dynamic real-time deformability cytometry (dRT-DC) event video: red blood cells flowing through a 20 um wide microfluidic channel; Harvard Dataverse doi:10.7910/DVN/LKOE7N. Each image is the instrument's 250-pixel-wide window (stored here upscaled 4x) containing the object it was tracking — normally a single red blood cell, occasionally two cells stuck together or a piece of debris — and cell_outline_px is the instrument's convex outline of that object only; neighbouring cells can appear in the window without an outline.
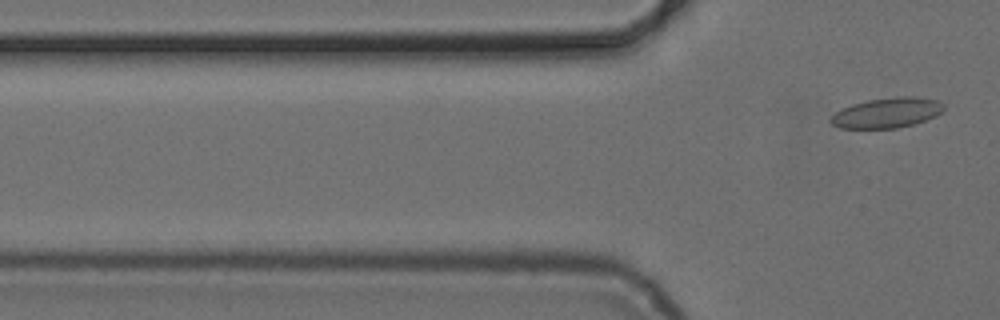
{"species": "common noctule bat (a hibernating species)", "species_latin": "Nyctalus noctula", "temperature_condition": "cold", "stored_images_in_passage": 6, "camera_frame_rate_fps": 3000, "um_per_image_px": 0.085, "animal": {"sex": "female", "body_mass_g": 24.6, "forearm_length_mm": 56.2}, "frame": {"image": 1, "passage_image": 6, "time_ms": 7.333, "image_size_px": [1000, 320], "cell_outline_px": [[944, 108], [936, 116], [912, 124], [896, 128], [840, 128], [832, 124], [828, 120], [836, 112], [852, 104], [868, 100], [896, 96], [916, 96], [936, 100], [944, 104]], "centroid_in_image_um": [75.39, 9.58], "position_along_channel_um": 50.4, "area_um2": 19.71}}